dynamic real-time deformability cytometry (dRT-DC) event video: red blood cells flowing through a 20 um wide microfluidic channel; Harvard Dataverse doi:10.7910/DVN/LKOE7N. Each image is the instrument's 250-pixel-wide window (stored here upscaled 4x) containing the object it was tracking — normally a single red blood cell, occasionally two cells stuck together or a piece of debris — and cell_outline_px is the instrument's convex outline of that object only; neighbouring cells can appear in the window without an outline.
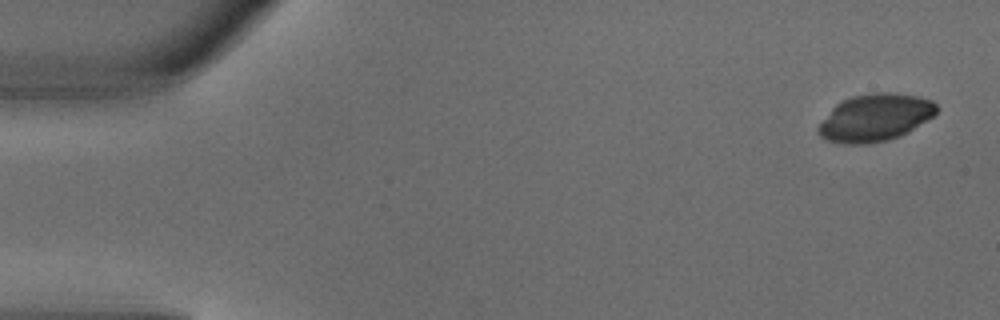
{"species": "common noctule bat (a hibernating species)", "species_latin": "Nyctalus noctula", "temperature_condition": "warm", "stored_images_in_passage": 6, "camera_frame_rate_fps": 3000, "um_per_image_px": 0.085, "animal": {"sex": "male", "body_mass_g": 18.8}, "frame": {"image": 1, "passage_image": 1, "time_ms": 0.0, "image_size_px": [1000, 320], "cell_outline_px": [[940, 108], [932, 116], [908, 132], [900, 136], [888, 140], [868, 144], [840, 144], [824, 140], [816, 132], [816, 128], [832, 108], [840, 100], [852, 96], [872, 92], [892, 92], [916, 96], [932, 100]], "centroid_in_image_um": [74.34, 10.0], "position_along_channel_um": 10.7, "area_um2": 32.95}}
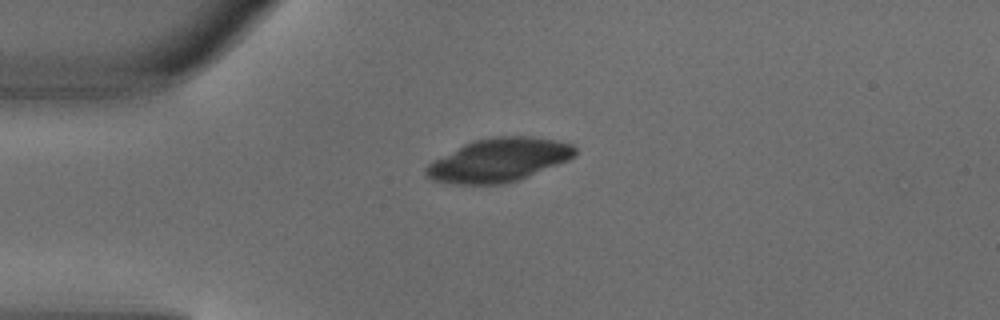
{"frame": {"image": 2, "passage_image": 4, "time_ms": 1.0, "image_size_px": [1000, 320], "cell_outline_px": [[576, 156], [568, 160], [516, 180], [504, 184], [456, 184], [432, 180], [424, 176], [424, 168], [432, 160], [472, 140], [492, 136], [532, 136], [556, 140], [572, 144], [576, 148]], "centroid_in_image_um": [42.35, 13.59], "position_along_channel_um": 42.6, "area_um2": 37.8}}